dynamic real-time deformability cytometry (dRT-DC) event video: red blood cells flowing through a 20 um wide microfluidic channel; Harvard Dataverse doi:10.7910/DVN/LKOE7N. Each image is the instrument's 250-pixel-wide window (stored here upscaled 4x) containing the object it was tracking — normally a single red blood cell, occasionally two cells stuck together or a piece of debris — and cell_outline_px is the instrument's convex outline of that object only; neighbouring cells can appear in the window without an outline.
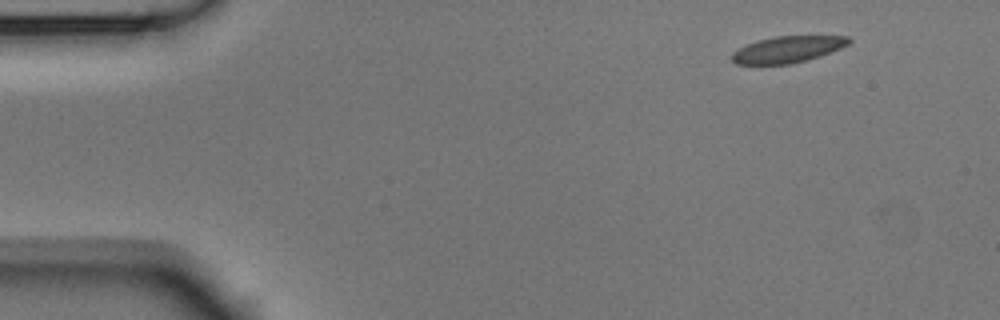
{"species": "Egyptian fruit bat (a non-hibernating species)", "species_latin": "Rousettus aegyptiacus", "temperature_condition": "room temperature", "stored_images_in_passage": 4, "camera_frame_rate_fps": 3000, "um_per_image_px": 0.085, "animal": {"sex": "male"}, "frame": {"image": 1, "passage_image": 1, "time_ms": 0.0, "image_size_px": [1000, 320], "cell_outline_px": [[852, 40], [848, 44], [840, 48], [804, 60], [788, 64], [736, 64], [732, 60], [732, 52], [748, 44], [760, 40], [776, 36], [848, 36]], "centroid_in_image_um": [66.93, 4.19], "position_along_channel_um": 18.1, "area_um2": 17.51}}
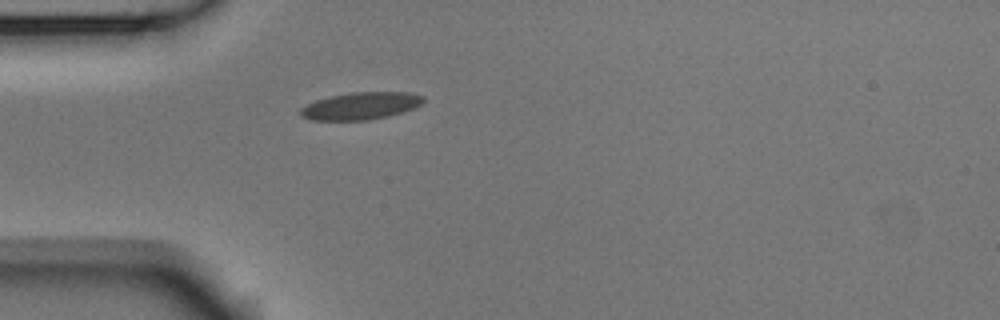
{"frame": {"image": 2, "passage_image": 4, "time_ms": 1.0, "image_size_px": [1000, 320], "cell_outline_px": [[424, 100], [420, 104], [412, 108], [388, 116], [368, 120], [312, 120], [300, 116], [300, 108], [316, 100], [332, 96], [352, 92], [408, 92], [424, 96]], "centroid_in_image_um": [30.64, 9.0], "position_along_channel_um": 54.4, "area_um2": 19.31}}